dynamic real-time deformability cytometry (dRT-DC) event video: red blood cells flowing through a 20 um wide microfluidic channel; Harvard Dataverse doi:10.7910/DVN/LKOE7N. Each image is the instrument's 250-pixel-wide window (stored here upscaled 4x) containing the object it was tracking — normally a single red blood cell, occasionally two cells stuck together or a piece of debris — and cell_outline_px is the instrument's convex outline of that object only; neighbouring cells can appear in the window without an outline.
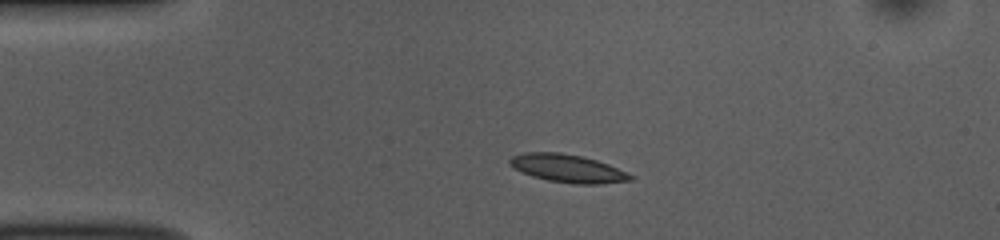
{"species": "common noctule bat (a hibernating species)", "species_latin": "Nyctalus noctula", "temperature_condition": "room temperature", "stored_images_in_passage": 42, "camera_frame_rate_fps": 3000, "um_per_image_px": 0.085, "animal": {"sex": "female", "body_mass_g": 10.0, "forearm_length_mm": 53.1}, "frame": {"image": 1, "passage_image": 1, "time_ms": 0.0, "image_size_px": [1000, 240], "cell_outline_px": [[636, 176], [632, 180], [600, 184], [576, 184], [548, 180], [532, 176], [520, 172], [508, 164], [508, 160], [512, 156], [524, 152], [560, 152], [580, 156], [596, 160], [608, 164], [628, 172]], "centroid_in_image_um": [48.25, 14.31], "position_along_channel_um": 36.7, "area_um2": 19.83}}
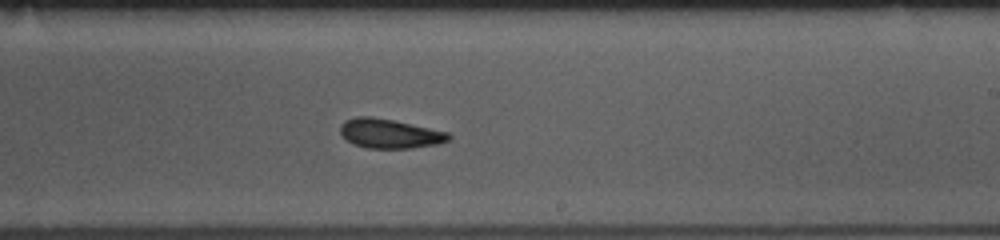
{"frame": {"image": 2, "passage_image": 21, "time_ms": 6.667, "image_size_px": [1000, 240], "cell_outline_px": [[452, 136], [448, 140], [440, 144], [412, 148], [368, 148], [352, 144], [340, 132], [340, 124], [344, 120], [356, 116], [372, 116], [392, 120], [448, 132]], "centroid_in_image_um": [33.11, 11.35], "position_along_channel_um": 255.9, "area_um2": 18.55}}
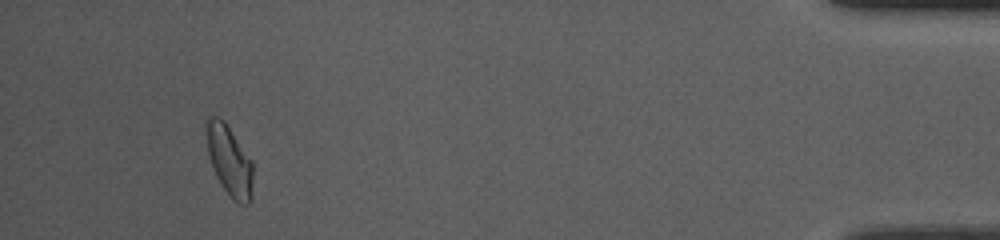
{"frame": {"image": 3, "passage_image": 39, "time_ms": 12.667, "image_size_px": [1000, 240], "cell_outline_px": [[252, 200], [248, 204], [240, 204], [232, 200], [228, 196], [216, 176], [208, 152], [204, 128], [204, 120], [208, 116], [216, 116], [224, 120], [252, 160]], "centroid_in_image_um": [19.48, 13.63], "position_along_channel_um": 415.7, "area_um2": 19.42}, "authors_computed_cell_mechanics": {"area_um2": 18.6116, "velocity_mm_per_s": 3.7742, "shape_relaxation_time_tau1_ms": 4.4688, "shape_relaxation_time_tau2_ms": 4.439, "deformation_change_tau1": 0.1335, "deformation_change_tau2": 0.1183}}